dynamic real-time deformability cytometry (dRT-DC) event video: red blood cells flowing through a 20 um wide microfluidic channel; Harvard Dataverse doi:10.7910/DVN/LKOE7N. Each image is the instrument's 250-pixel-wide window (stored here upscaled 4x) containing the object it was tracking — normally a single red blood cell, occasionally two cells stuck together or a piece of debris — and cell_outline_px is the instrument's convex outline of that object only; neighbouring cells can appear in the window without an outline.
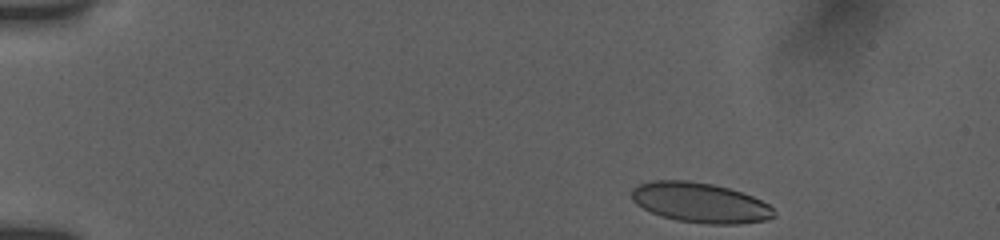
{"species": "human", "species_latin": "Homo sapiens", "temperature_condition": "room temperature", "stored_images_in_passage": 41, "camera_frame_rate_fps": 3000, "um_per_image_px": 0.085, "donor": {"sex": "female"}, "frame": {"image": 1, "passage_image": 1, "time_ms": 0.0, "image_size_px": [1000, 240], "cell_outline_px": [[776, 216], [768, 220], [736, 224], [708, 224], [676, 220], [652, 212], [636, 204], [632, 200], [632, 188], [636, 184], [652, 180], [688, 180], [712, 184], [728, 188], [752, 196], [768, 204], [776, 212]], "centroid_in_image_um": [59.51, 17.22], "position_along_channel_um": 25.5, "area_um2": 33.18}}
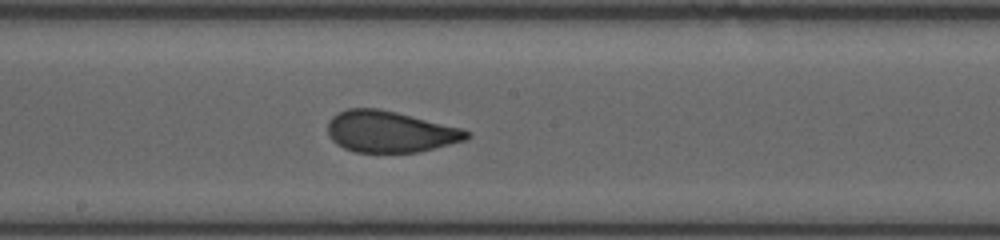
{"frame": {"image": 2, "passage_image": 22, "time_ms": 7.667, "image_size_px": [1000, 240], "cell_outline_px": [[472, 136], [464, 140], [420, 152], [356, 152], [344, 148], [336, 144], [332, 140], [328, 132], [328, 120], [332, 116], [348, 108], [376, 108], [396, 112], [464, 128], [472, 132]], "centroid_in_image_um": [33.18, 11.19], "position_along_channel_um": 215.0, "area_um2": 33.58}}
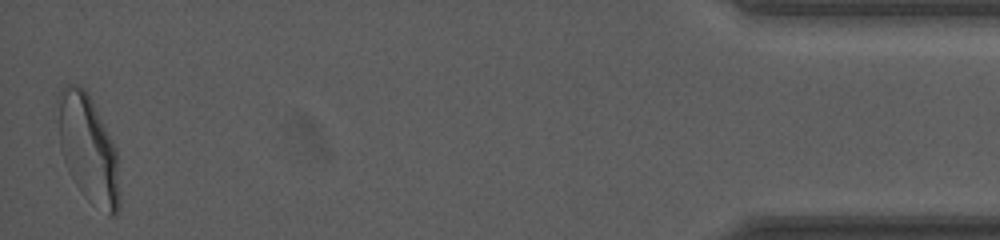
{"frame": {"image": 3, "passage_image": 41, "time_ms": 15.333, "image_size_px": [1000, 240], "cell_outline_px": [[120, 208], [116, 216], [108, 216], [64, 160], [60, 152], [56, 100], [56, 96], [64, 84], [80, 84], [88, 92], [112, 140], [116, 152], [120, 196]], "centroid_in_image_um": [7.49, 12.45], "position_along_channel_um": 427.7, "area_um2": 37.17}, "authors_computed_cell_mechanics": {"area_um2": 34.0442, "velocity_mm_per_s": 3.7888, "shape_relaxation_time_tau1_ms": 9.0566, "shape_relaxation_time_tau2_ms": null, "deformation_change_tau1": 0.2215, "deformation_change_tau2": null}}